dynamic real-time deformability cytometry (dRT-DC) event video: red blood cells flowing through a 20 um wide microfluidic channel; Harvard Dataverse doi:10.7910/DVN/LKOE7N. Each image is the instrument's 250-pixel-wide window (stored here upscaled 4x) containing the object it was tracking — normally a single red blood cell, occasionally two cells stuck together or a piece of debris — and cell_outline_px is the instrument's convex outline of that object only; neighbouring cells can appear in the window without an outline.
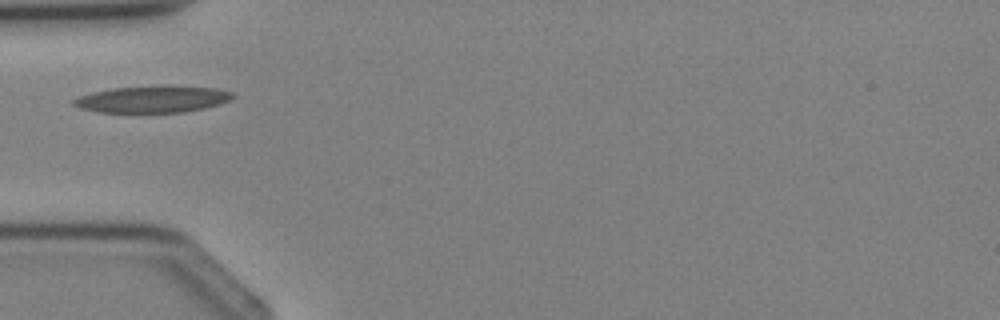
{"species": "Egyptian fruit bat (a non-hibernating species)", "species_latin": "Rousettus aegyptiacus", "temperature_condition": "cold", "stored_images_in_passage": 1, "camera_frame_rate_fps": 3000, "um_per_image_px": 0.085, "animal": {"sex": "female"}, "frame": {"image": 1, "passage_image": 1, "time_ms": 0.0, "image_size_px": [1000, 320], "cell_outline_px": [[236, 96], [232, 100], [220, 104], [204, 108], [184, 112], [100, 112], [80, 108], [72, 104], [72, 100], [80, 96], [92, 92], [112, 88], [164, 84], [172, 84], [216, 88], [232, 92]], "centroid_in_image_um": [13.03, 8.4], "position_along_channel_um": 72.0, "area_um2": 25.37}}